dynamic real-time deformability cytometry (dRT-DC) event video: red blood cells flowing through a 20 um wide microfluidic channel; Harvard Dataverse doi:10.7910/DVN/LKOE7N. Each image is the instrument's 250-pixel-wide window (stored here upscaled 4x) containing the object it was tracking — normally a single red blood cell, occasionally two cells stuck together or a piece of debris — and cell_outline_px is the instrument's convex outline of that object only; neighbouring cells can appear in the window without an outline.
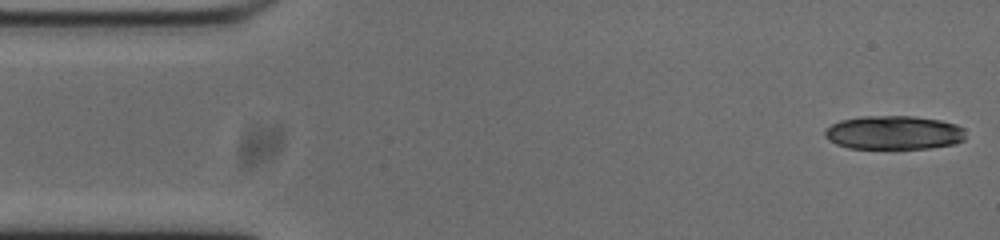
{"species": "common noctule bat (a hibernating species)", "species_latin": "Nyctalus noctula", "temperature_condition": "cold", "stored_images_in_passage": 43, "segment_of_instrument_passage": [1, 2], "camera_frame_rate_fps": 3000, "um_per_image_px": 0.085, "animal": {"sex": "male", "body_mass_g": 20.0, "forearm_length_mm": 53.3}, "frame": {"image": 1, "passage_image": 1, "time_ms": 0.0, "image_size_px": [1000, 240], "cell_outline_px": [[964, 140], [956, 144], [932, 148], [892, 152], [848, 148], [836, 144], [828, 140], [824, 136], [824, 132], [832, 124], [840, 120], [864, 116], [912, 116], [940, 120], [956, 124], [964, 128]], "centroid_in_image_um": [75.98, 11.33], "position_along_channel_um": 9.0, "area_um2": 29.02}}